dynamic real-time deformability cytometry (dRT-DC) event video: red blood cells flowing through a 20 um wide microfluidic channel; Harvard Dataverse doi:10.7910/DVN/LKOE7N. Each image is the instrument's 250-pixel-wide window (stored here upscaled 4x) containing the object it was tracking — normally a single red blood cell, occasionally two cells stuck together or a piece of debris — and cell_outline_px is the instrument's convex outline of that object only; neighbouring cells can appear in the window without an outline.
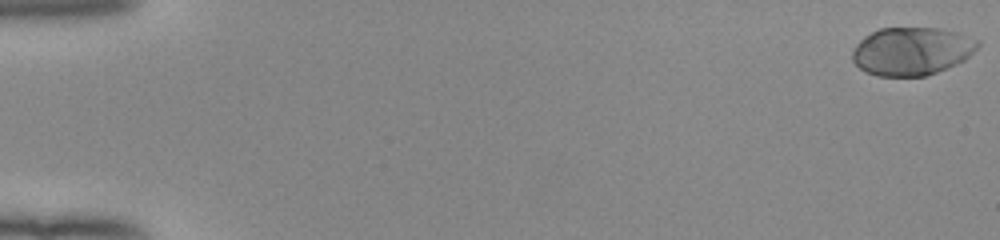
{"species": "human", "species_latin": "Homo sapiens", "temperature_condition": "room temperature", "stored_images_in_passage": 53, "camera_frame_rate_fps": 3000, "um_per_image_px": 0.085, "donor": {"sex": "female"}, "frame": {"image": 1, "passage_image": 1, "time_ms": 0.0, "image_size_px": [1000, 240], "cell_outline_px": [[980, 44], [964, 60], [956, 64], [936, 72], [924, 76], [876, 76], [860, 68], [852, 60], [852, 52], [856, 44], [864, 36], [880, 28], [940, 28], [956, 32], [980, 40]], "centroid_in_image_um": [77.49, 4.34], "position_along_channel_um": 7.5, "area_um2": 34.97}}
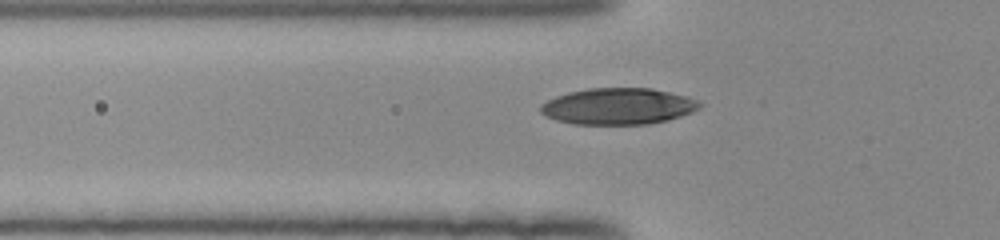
{"frame": {"image": 2, "passage_image": 19, "time_ms": 6.0, "image_size_px": [1000, 240], "cell_outline_px": [[704, 104], [700, 108], [692, 112], [668, 120], [648, 124], [572, 124], [556, 120], [544, 116], [540, 112], [540, 104], [556, 96], [568, 92], [588, 88], [652, 88], [688, 96]], "centroid_in_image_um": [52.54, 9.03], "position_along_channel_um": 73.3, "area_um2": 33.99}}
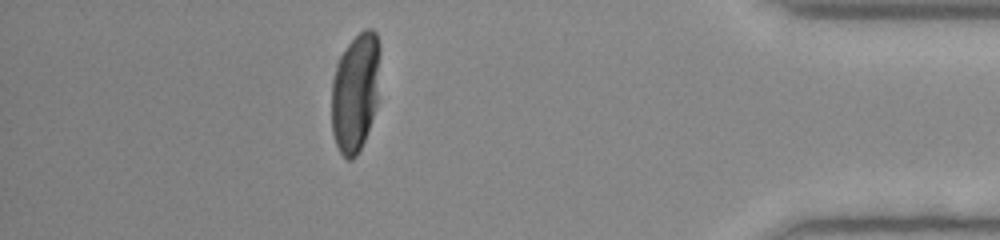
{"frame": {"image": 3, "passage_image": 47, "time_ms": 15.333, "image_size_px": [1000, 240], "cell_outline_px": [[380, 56], [376, 104], [364, 140], [356, 156], [352, 160], [348, 160], [340, 152], [336, 144], [332, 132], [332, 80], [340, 56], [348, 44], [364, 28], [372, 28], [376, 32], [380, 44]], "centroid_in_image_um": [30.2, 7.81], "position_along_channel_um": 405.0, "area_um2": 33.35}, "authors_computed_cell_mechanics": {"area_um2": 34.4488, "velocity_mm_per_s": 3.9615, "shape_relaxation_time_tau1_ms": 3.0631, "shape_relaxation_time_tau2_ms": null, "deformation_change_tau1": 0.1671, "deformation_change_tau2": null}}